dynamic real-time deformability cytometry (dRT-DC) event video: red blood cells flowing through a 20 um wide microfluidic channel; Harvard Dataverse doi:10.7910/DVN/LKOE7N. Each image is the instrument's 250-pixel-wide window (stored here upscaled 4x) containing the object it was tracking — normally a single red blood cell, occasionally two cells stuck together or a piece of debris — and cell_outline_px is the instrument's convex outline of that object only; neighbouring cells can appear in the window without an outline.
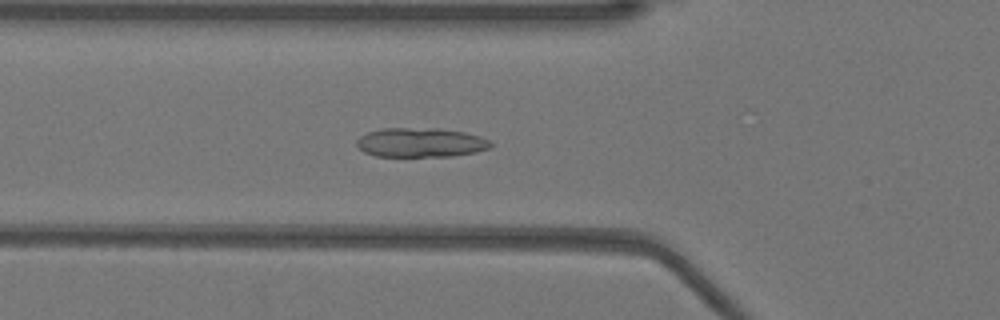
{"species": "Egyptian fruit bat (a non-hibernating species)", "species_latin": "Rousettus aegyptiacus", "temperature_condition": "warm", "stored_images_in_passage": 52, "camera_frame_rate_fps": 3000, "um_per_image_px": 0.085, "animal": {"sex": "female"}, "frame": {"image": 1, "passage_image": 18, "time_ms": 5.667, "image_size_px": [1000, 320], "cell_outline_px": [[492, 148], [476, 152], [452, 156], [376, 156], [364, 152], [356, 144], [356, 140], [360, 136], [368, 132], [380, 128], [436, 128], [464, 132], [480, 136], [488, 140], [492, 144]], "centroid_in_image_um": [35.76, 12.11], "position_along_channel_um": 90.0, "area_um2": 22.95}}
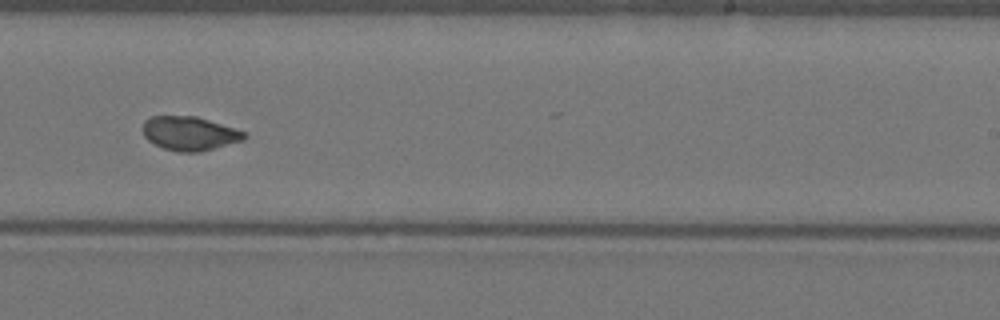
{"frame": {"image": 2, "passage_image": 32, "time_ms": 10.333, "image_size_px": [1000, 320], "cell_outline_px": [[248, 136], [244, 140], [200, 152], [176, 152], [164, 148], [148, 140], [144, 136], [140, 128], [144, 120], [152, 116], [196, 116], [236, 128], [244, 132]], "centroid_in_image_um": [16.09, 11.34], "position_along_channel_um": 272.9, "area_um2": 20.29}}
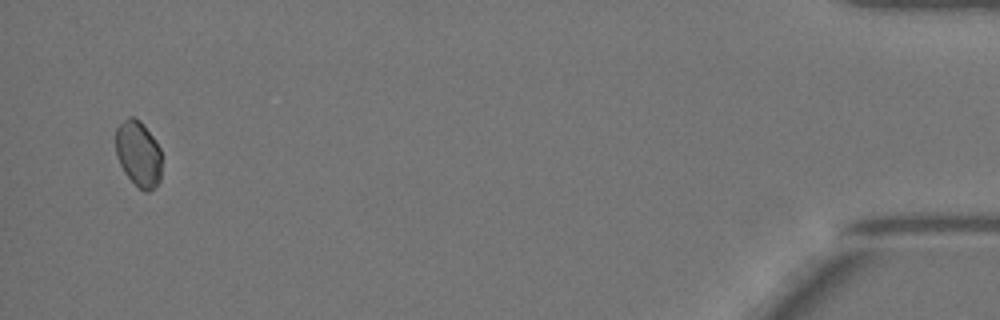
{"frame": {"image": 3, "passage_image": 50, "time_ms": 16.333, "image_size_px": [1000, 320], "cell_outline_px": [[160, 180], [156, 188], [148, 192], [144, 192], [124, 172], [120, 164], [116, 152], [116, 128], [128, 116], [132, 116], [140, 120], [152, 136], [160, 148]], "centroid_in_image_um": [11.77, 13.07], "position_along_channel_um": 423.4, "area_um2": 17.51}, "authors_computed_cell_mechanics": {"area_um2": 20.6057, "velocity_mm_per_s": 3.9122, "shape_relaxation_time_tau1_ms": 8.3244, "shape_relaxation_time_tau2_ms": null, "deformation_change_tau1": 0.2544, "deformation_change_tau2": null}}